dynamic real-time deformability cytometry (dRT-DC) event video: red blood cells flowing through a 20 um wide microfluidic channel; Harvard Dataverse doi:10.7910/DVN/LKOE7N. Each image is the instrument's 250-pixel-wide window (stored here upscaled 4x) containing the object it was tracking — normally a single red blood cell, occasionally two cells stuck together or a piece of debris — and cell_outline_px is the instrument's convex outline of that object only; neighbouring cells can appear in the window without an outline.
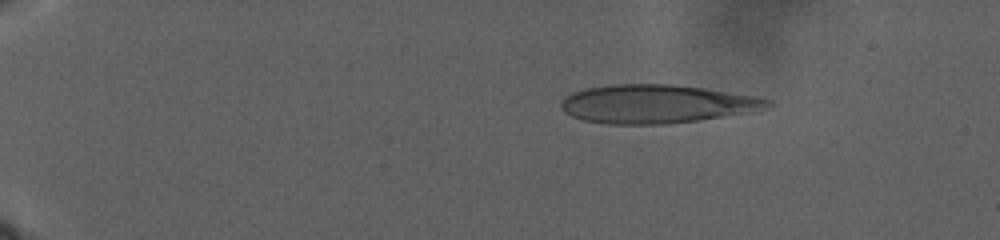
{"species": "human", "species_latin": "Homo sapiens", "temperature_condition": "warm", "stored_images_in_passage": 33, "camera_frame_rate_fps": 3000, "um_per_image_px": 0.085, "donor": {"sex": "male"}, "frame": {"image": 1, "passage_image": 6, "time_ms": 6.0, "image_size_px": [1000, 240], "cell_outline_px": [[772, 108], [752, 112], [668, 124], [608, 124], [584, 120], [572, 116], [564, 112], [560, 108], [560, 104], [572, 92], [584, 88], [612, 84], [672, 84], [764, 96], [772, 100]], "centroid_in_image_um": [55.9, 8.83], "position_along_channel_um": 29.1, "area_um2": 46.82}}
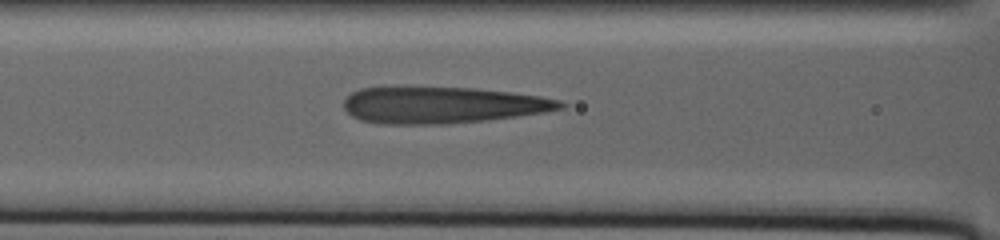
{"frame": {"image": 2, "passage_image": 25, "time_ms": 17.667, "image_size_px": [1000, 240], "cell_outline_px": [[568, 104], [564, 108], [544, 112], [488, 120], [444, 124], [380, 124], [360, 120], [352, 116], [344, 108], [344, 100], [352, 92], [360, 88], [400, 84], [472, 88], [512, 92], [540, 96], [560, 100]], "centroid_in_image_um": [37.53, 8.89], "position_along_channel_um": 129.1, "area_um2": 47.51}}
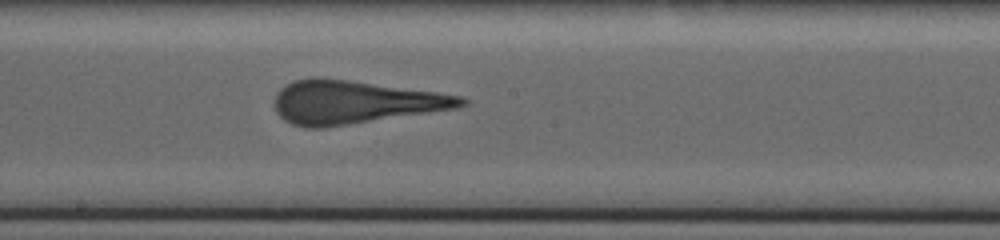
{"frame": {"image": 3, "passage_image": 33, "time_ms": 22.333, "image_size_px": [1000, 240], "cell_outline_px": [[468, 104], [460, 108], [324, 128], [304, 128], [292, 124], [284, 120], [276, 112], [276, 92], [280, 88], [296, 80], [308, 76], [320, 76], [436, 92], [464, 96], [468, 100]], "centroid_in_image_um": [30.15, 8.68], "position_along_channel_um": 218.0, "area_um2": 47.34}}